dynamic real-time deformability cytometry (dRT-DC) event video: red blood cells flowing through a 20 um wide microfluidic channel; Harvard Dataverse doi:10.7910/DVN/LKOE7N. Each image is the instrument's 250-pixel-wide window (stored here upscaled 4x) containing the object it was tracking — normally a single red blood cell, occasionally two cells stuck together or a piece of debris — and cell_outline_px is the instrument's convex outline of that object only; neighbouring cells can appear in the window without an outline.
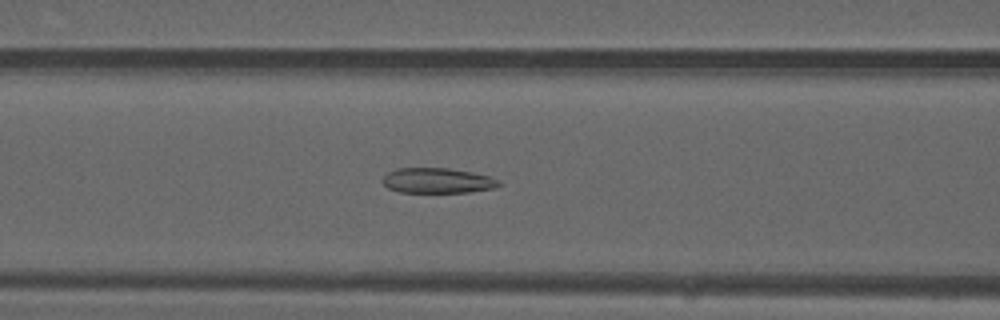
{"species": "common noctule bat (a hibernating species)", "species_latin": "Nyctalus noctula", "temperature_condition": "warm", "stored_images_in_passage": 28, "camera_frame_rate_fps": 3000, "um_per_image_px": 0.085, "animal": {"sex": "male", "forearm_length_mm": 52.5}, "frame": {"image": 1, "passage_image": 7, "time_ms": 2.0, "image_size_px": [1000, 320], "cell_outline_px": [[500, 184], [496, 188], [468, 192], [400, 192], [388, 188], [380, 180], [388, 172], [396, 168], [448, 168], [472, 172], [488, 176], [500, 180]], "centroid_in_image_um": [37.17, 15.35], "position_along_channel_um": 129.4, "area_um2": 17.11}}
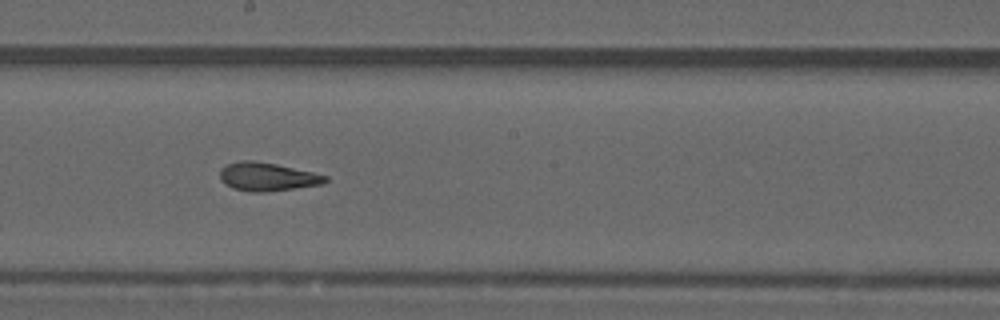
{"frame": {"image": 2, "passage_image": 14, "time_ms": 4.333, "image_size_px": [1000, 320], "cell_outline_px": [[328, 180], [324, 184], [264, 192], [252, 192], [232, 188], [220, 180], [220, 168], [228, 164], [240, 160], [252, 160], [276, 164], [312, 172], [328, 176]], "centroid_in_image_um": [22.71, 15.02], "position_along_channel_um": 225.5, "area_um2": 17.4}}
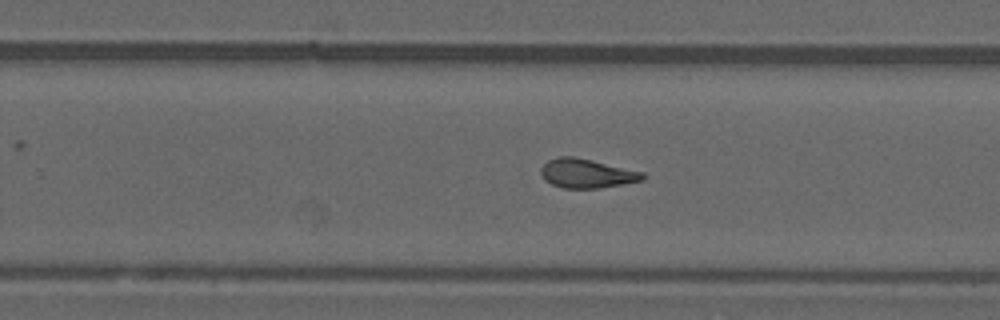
{"frame": {"image": 3, "passage_image": 18, "time_ms": 5.667, "image_size_px": [1000, 320], "cell_outline_px": [[648, 176], [644, 180], [624, 184], [596, 188], [564, 188], [552, 184], [544, 180], [540, 172], [540, 168], [548, 160], [560, 156], [572, 156], [592, 160], [644, 172]], "centroid_in_image_um": [49.89, 14.74], "position_along_channel_um": 279.9, "area_um2": 17.34}, "authors_computed_cell_mechanics": {"area_um2": 17.2244, "velocity_mm_per_s": 4.1187, "shape_relaxation_time_tau1_ms": null, "shape_relaxation_time_tau2_ms": 2.9975, "deformation_change_tau1": null, "deformation_change_tau2": 0.1135}}